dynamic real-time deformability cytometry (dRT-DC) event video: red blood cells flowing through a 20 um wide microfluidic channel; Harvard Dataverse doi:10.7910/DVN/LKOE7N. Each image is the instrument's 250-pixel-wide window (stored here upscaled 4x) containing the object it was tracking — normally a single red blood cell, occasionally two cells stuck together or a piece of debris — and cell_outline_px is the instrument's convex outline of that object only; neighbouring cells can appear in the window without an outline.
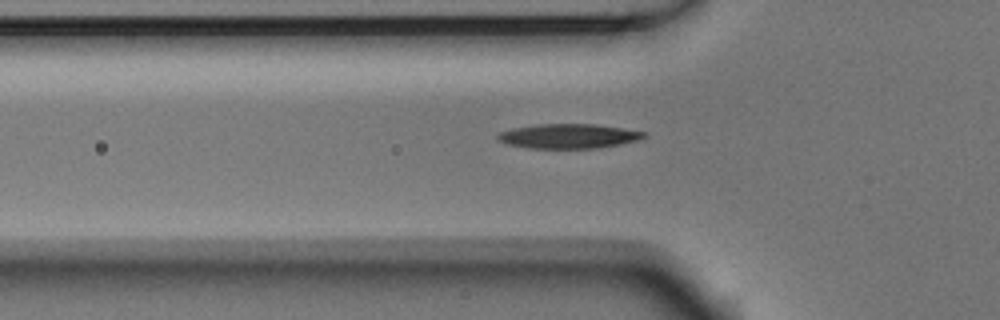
{"species": "Egyptian fruit bat (a non-hibernating species)", "species_latin": "Rousettus aegyptiacus", "temperature_condition": "room temperature", "stored_images_in_passage": 38, "camera_frame_rate_fps": 3000, "um_per_image_px": 0.085, "animal": {"sex": "male"}, "frame": {"image": 1, "passage_image": 8, "time_ms": 2.333, "image_size_px": [1000, 320], "cell_outline_px": [[648, 136], [640, 140], [620, 144], [596, 148], [528, 148], [508, 144], [496, 140], [496, 136], [500, 132], [512, 128], [540, 124], [596, 124], [644, 132]], "centroid_in_image_um": [48.31, 11.57], "position_along_channel_um": 77.5, "area_um2": 20.87}}
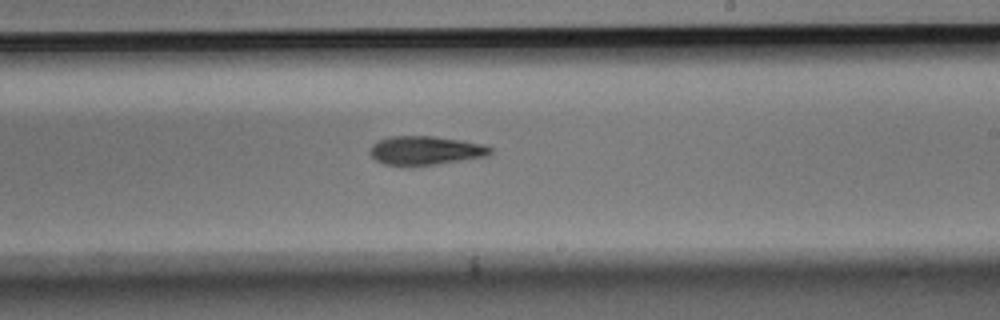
{"frame": {"image": 2, "passage_image": 22, "time_ms": 7.0, "image_size_px": [1000, 320], "cell_outline_px": [[492, 152], [488, 156], [436, 164], [384, 164], [376, 160], [368, 152], [372, 144], [380, 140], [392, 136], [432, 136], [460, 140], [480, 144], [492, 148]], "centroid_in_image_um": [36.16, 12.77], "position_along_channel_um": 252.8, "area_um2": 19.71}}
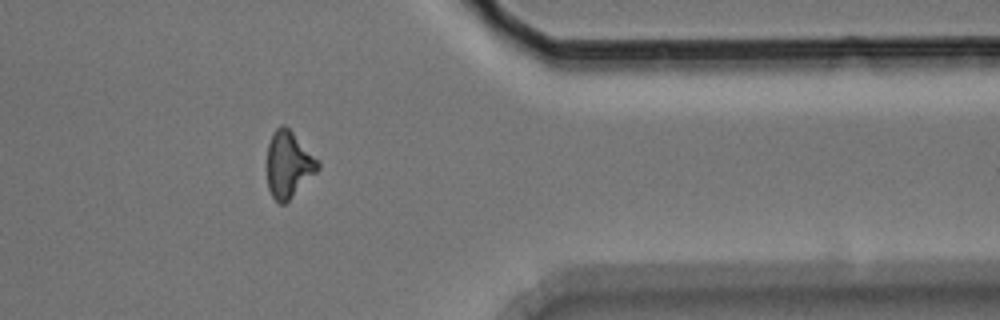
{"frame": {"image": 3, "passage_image": 34, "time_ms": 11.0, "image_size_px": [1000, 320], "cell_outline_px": [[320, 168], [284, 204], [280, 204], [272, 196], [268, 188], [268, 144], [272, 132], [280, 124], [284, 124], [320, 160]], "centroid_in_image_um": [24.54, 13.95], "position_along_channel_um": 386.9, "area_um2": 19.48}}